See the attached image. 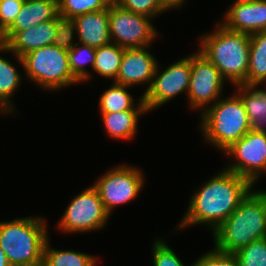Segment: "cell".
<instances>
[{"mask_svg": "<svg viewBox=\"0 0 266 266\" xmlns=\"http://www.w3.org/2000/svg\"><path fill=\"white\" fill-rule=\"evenodd\" d=\"M225 28L246 34L266 30V0H234L218 20Z\"/></svg>", "mask_w": 266, "mask_h": 266, "instance_id": "15", "label": "cell"}, {"mask_svg": "<svg viewBox=\"0 0 266 266\" xmlns=\"http://www.w3.org/2000/svg\"><path fill=\"white\" fill-rule=\"evenodd\" d=\"M147 109H131L112 113H99L104 132L113 140L130 141L137 136L140 118ZM142 115V116H141Z\"/></svg>", "mask_w": 266, "mask_h": 266, "instance_id": "18", "label": "cell"}, {"mask_svg": "<svg viewBox=\"0 0 266 266\" xmlns=\"http://www.w3.org/2000/svg\"><path fill=\"white\" fill-rule=\"evenodd\" d=\"M193 266H239V262L232 253H224L214 247L210 251L201 254L192 263Z\"/></svg>", "mask_w": 266, "mask_h": 266, "instance_id": "30", "label": "cell"}, {"mask_svg": "<svg viewBox=\"0 0 266 266\" xmlns=\"http://www.w3.org/2000/svg\"><path fill=\"white\" fill-rule=\"evenodd\" d=\"M61 216L55 227L67 235L100 231L111 217L93 185L73 196Z\"/></svg>", "mask_w": 266, "mask_h": 266, "instance_id": "8", "label": "cell"}, {"mask_svg": "<svg viewBox=\"0 0 266 266\" xmlns=\"http://www.w3.org/2000/svg\"><path fill=\"white\" fill-rule=\"evenodd\" d=\"M233 88L243 101L250 130L266 133V88L262 85H234Z\"/></svg>", "mask_w": 266, "mask_h": 266, "instance_id": "20", "label": "cell"}, {"mask_svg": "<svg viewBox=\"0 0 266 266\" xmlns=\"http://www.w3.org/2000/svg\"><path fill=\"white\" fill-rule=\"evenodd\" d=\"M0 114L2 115V117L9 115V113L1 105H0Z\"/></svg>", "mask_w": 266, "mask_h": 266, "instance_id": "34", "label": "cell"}, {"mask_svg": "<svg viewBox=\"0 0 266 266\" xmlns=\"http://www.w3.org/2000/svg\"><path fill=\"white\" fill-rule=\"evenodd\" d=\"M8 52L14 57H12V59L18 62V67L14 61H10L8 57L5 58V56H2L4 53L7 54ZM19 67L20 69L22 68V72H24L23 59L9 51L0 43V105L11 115H15L14 113L18 112L14 106L15 102H13V96L24 80L23 75H21V72L18 70Z\"/></svg>", "mask_w": 266, "mask_h": 266, "instance_id": "17", "label": "cell"}, {"mask_svg": "<svg viewBox=\"0 0 266 266\" xmlns=\"http://www.w3.org/2000/svg\"><path fill=\"white\" fill-rule=\"evenodd\" d=\"M161 64H157L152 83L143 100L148 112L161 108L165 104L173 101L178 95L185 92L188 95V87L191 76V54L166 66L164 69Z\"/></svg>", "mask_w": 266, "mask_h": 266, "instance_id": "10", "label": "cell"}, {"mask_svg": "<svg viewBox=\"0 0 266 266\" xmlns=\"http://www.w3.org/2000/svg\"><path fill=\"white\" fill-rule=\"evenodd\" d=\"M220 170L192 192L186 212L174 228L176 232L204 225L212 234L255 187L248 179L234 172L225 168Z\"/></svg>", "mask_w": 266, "mask_h": 266, "instance_id": "1", "label": "cell"}, {"mask_svg": "<svg viewBox=\"0 0 266 266\" xmlns=\"http://www.w3.org/2000/svg\"><path fill=\"white\" fill-rule=\"evenodd\" d=\"M120 7L137 14H142L152 19L167 13L161 6L159 0H113Z\"/></svg>", "mask_w": 266, "mask_h": 266, "instance_id": "29", "label": "cell"}, {"mask_svg": "<svg viewBox=\"0 0 266 266\" xmlns=\"http://www.w3.org/2000/svg\"><path fill=\"white\" fill-rule=\"evenodd\" d=\"M45 217L27 216L0 221V247L11 266H42L49 239Z\"/></svg>", "mask_w": 266, "mask_h": 266, "instance_id": "4", "label": "cell"}, {"mask_svg": "<svg viewBox=\"0 0 266 266\" xmlns=\"http://www.w3.org/2000/svg\"><path fill=\"white\" fill-rule=\"evenodd\" d=\"M188 0H159L162 8L166 12H170L171 10H179L180 8L186 4Z\"/></svg>", "mask_w": 266, "mask_h": 266, "instance_id": "32", "label": "cell"}, {"mask_svg": "<svg viewBox=\"0 0 266 266\" xmlns=\"http://www.w3.org/2000/svg\"><path fill=\"white\" fill-rule=\"evenodd\" d=\"M133 87L118 84L112 81L99 97V113L120 112L131 109H147L143 95L133 98L128 89ZM137 101V103H136Z\"/></svg>", "mask_w": 266, "mask_h": 266, "instance_id": "21", "label": "cell"}, {"mask_svg": "<svg viewBox=\"0 0 266 266\" xmlns=\"http://www.w3.org/2000/svg\"><path fill=\"white\" fill-rule=\"evenodd\" d=\"M109 30L111 41L125 49L152 47L161 35L151 17L126 10L114 1L109 5Z\"/></svg>", "mask_w": 266, "mask_h": 266, "instance_id": "9", "label": "cell"}, {"mask_svg": "<svg viewBox=\"0 0 266 266\" xmlns=\"http://www.w3.org/2000/svg\"><path fill=\"white\" fill-rule=\"evenodd\" d=\"M67 37V23L58 15L55 19L42 22L18 32H4L0 43L21 58L43 46L63 41Z\"/></svg>", "mask_w": 266, "mask_h": 266, "instance_id": "13", "label": "cell"}, {"mask_svg": "<svg viewBox=\"0 0 266 266\" xmlns=\"http://www.w3.org/2000/svg\"><path fill=\"white\" fill-rule=\"evenodd\" d=\"M149 49L150 46L125 49L118 75L113 82L135 88L142 85L145 86L142 95L146 93L158 64Z\"/></svg>", "mask_w": 266, "mask_h": 266, "instance_id": "14", "label": "cell"}, {"mask_svg": "<svg viewBox=\"0 0 266 266\" xmlns=\"http://www.w3.org/2000/svg\"><path fill=\"white\" fill-rule=\"evenodd\" d=\"M96 48L72 41L68 38V60L73 76L83 84L91 75V70L95 64ZM89 64V67L86 65ZM88 68V69H87Z\"/></svg>", "mask_w": 266, "mask_h": 266, "instance_id": "25", "label": "cell"}, {"mask_svg": "<svg viewBox=\"0 0 266 266\" xmlns=\"http://www.w3.org/2000/svg\"><path fill=\"white\" fill-rule=\"evenodd\" d=\"M121 163L101 174L93 186L101 198L106 212L111 216L115 208L139 197L145 185V172L140 167Z\"/></svg>", "mask_w": 266, "mask_h": 266, "instance_id": "7", "label": "cell"}, {"mask_svg": "<svg viewBox=\"0 0 266 266\" xmlns=\"http://www.w3.org/2000/svg\"><path fill=\"white\" fill-rule=\"evenodd\" d=\"M50 237L44 248L42 266H97L99 257L75 250L56 249L50 243Z\"/></svg>", "mask_w": 266, "mask_h": 266, "instance_id": "24", "label": "cell"}, {"mask_svg": "<svg viewBox=\"0 0 266 266\" xmlns=\"http://www.w3.org/2000/svg\"><path fill=\"white\" fill-rule=\"evenodd\" d=\"M223 155L231 158L225 169L248 179L254 186L266 173V133L248 131Z\"/></svg>", "mask_w": 266, "mask_h": 266, "instance_id": "12", "label": "cell"}, {"mask_svg": "<svg viewBox=\"0 0 266 266\" xmlns=\"http://www.w3.org/2000/svg\"><path fill=\"white\" fill-rule=\"evenodd\" d=\"M24 0H0V36L12 25Z\"/></svg>", "mask_w": 266, "mask_h": 266, "instance_id": "31", "label": "cell"}, {"mask_svg": "<svg viewBox=\"0 0 266 266\" xmlns=\"http://www.w3.org/2000/svg\"><path fill=\"white\" fill-rule=\"evenodd\" d=\"M22 59L24 78L46 92H59L65 87L81 85L70 70L68 37L61 42L33 50Z\"/></svg>", "mask_w": 266, "mask_h": 266, "instance_id": "6", "label": "cell"}, {"mask_svg": "<svg viewBox=\"0 0 266 266\" xmlns=\"http://www.w3.org/2000/svg\"><path fill=\"white\" fill-rule=\"evenodd\" d=\"M163 237L157 238L152 244V264L153 266H193L192 263L185 265Z\"/></svg>", "mask_w": 266, "mask_h": 266, "instance_id": "28", "label": "cell"}, {"mask_svg": "<svg viewBox=\"0 0 266 266\" xmlns=\"http://www.w3.org/2000/svg\"><path fill=\"white\" fill-rule=\"evenodd\" d=\"M234 254L239 266H266V237L249 243Z\"/></svg>", "mask_w": 266, "mask_h": 266, "instance_id": "27", "label": "cell"}, {"mask_svg": "<svg viewBox=\"0 0 266 266\" xmlns=\"http://www.w3.org/2000/svg\"><path fill=\"white\" fill-rule=\"evenodd\" d=\"M199 115L203 143L221 153L251 128L243 101L235 91L228 97L222 96Z\"/></svg>", "mask_w": 266, "mask_h": 266, "instance_id": "5", "label": "cell"}, {"mask_svg": "<svg viewBox=\"0 0 266 266\" xmlns=\"http://www.w3.org/2000/svg\"><path fill=\"white\" fill-rule=\"evenodd\" d=\"M266 83V30L250 35L246 86Z\"/></svg>", "mask_w": 266, "mask_h": 266, "instance_id": "22", "label": "cell"}, {"mask_svg": "<svg viewBox=\"0 0 266 266\" xmlns=\"http://www.w3.org/2000/svg\"><path fill=\"white\" fill-rule=\"evenodd\" d=\"M0 266H11L5 252L0 247Z\"/></svg>", "mask_w": 266, "mask_h": 266, "instance_id": "33", "label": "cell"}, {"mask_svg": "<svg viewBox=\"0 0 266 266\" xmlns=\"http://www.w3.org/2000/svg\"><path fill=\"white\" fill-rule=\"evenodd\" d=\"M214 25L212 32L200 36L197 49L220 71L227 84L246 86L250 35L231 31L218 21Z\"/></svg>", "mask_w": 266, "mask_h": 266, "instance_id": "3", "label": "cell"}, {"mask_svg": "<svg viewBox=\"0 0 266 266\" xmlns=\"http://www.w3.org/2000/svg\"><path fill=\"white\" fill-rule=\"evenodd\" d=\"M58 13V0H24L21 11L5 32H18L32 26L55 19Z\"/></svg>", "mask_w": 266, "mask_h": 266, "instance_id": "19", "label": "cell"}, {"mask_svg": "<svg viewBox=\"0 0 266 266\" xmlns=\"http://www.w3.org/2000/svg\"><path fill=\"white\" fill-rule=\"evenodd\" d=\"M255 187L211 234L216 250L234 254L249 243L266 237V190Z\"/></svg>", "mask_w": 266, "mask_h": 266, "instance_id": "2", "label": "cell"}, {"mask_svg": "<svg viewBox=\"0 0 266 266\" xmlns=\"http://www.w3.org/2000/svg\"><path fill=\"white\" fill-rule=\"evenodd\" d=\"M124 50L125 48H122L113 42L96 48L95 64L91 75L84 82L93 78V71L101 78L114 81L120 69Z\"/></svg>", "mask_w": 266, "mask_h": 266, "instance_id": "23", "label": "cell"}, {"mask_svg": "<svg viewBox=\"0 0 266 266\" xmlns=\"http://www.w3.org/2000/svg\"><path fill=\"white\" fill-rule=\"evenodd\" d=\"M226 80L198 49L191 54V76L186 101L189 109L201 114L223 96Z\"/></svg>", "mask_w": 266, "mask_h": 266, "instance_id": "11", "label": "cell"}, {"mask_svg": "<svg viewBox=\"0 0 266 266\" xmlns=\"http://www.w3.org/2000/svg\"><path fill=\"white\" fill-rule=\"evenodd\" d=\"M113 0H58V13L68 23L89 12L107 9Z\"/></svg>", "mask_w": 266, "mask_h": 266, "instance_id": "26", "label": "cell"}, {"mask_svg": "<svg viewBox=\"0 0 266 266\" xmlns=\"http://www.w3.org/2000/svg\"><path fill=\"white\" fill-rule=\"evenodd\" d=\"M67 37L93 48L112 42L109 30V7L79 15L70 20L67 23Z\"/></svg>", "mask_w": 266, "mask_h": 266, "instance_id": "16", "label": "cell"}]
</instances>
